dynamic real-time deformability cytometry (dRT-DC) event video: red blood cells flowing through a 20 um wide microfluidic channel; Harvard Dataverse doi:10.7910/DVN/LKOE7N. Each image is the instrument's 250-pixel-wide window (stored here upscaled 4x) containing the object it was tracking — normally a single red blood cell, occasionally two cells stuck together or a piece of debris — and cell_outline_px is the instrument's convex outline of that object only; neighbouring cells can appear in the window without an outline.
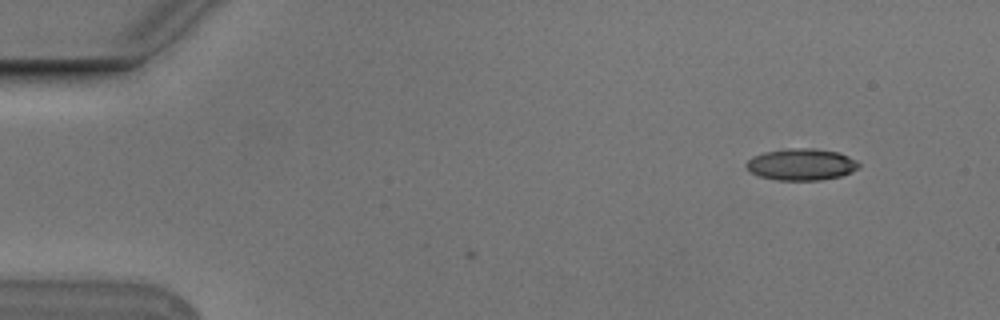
{"species": "Egyptian fruit bat (a non-hibernating species)", "species_latin": "Rousettus aegyptiacus", "temperature_condition": "cold", "stored_images_in_passage": 3, "camera_frame_rate_fps": 3000, "um_per_image_px": 0.085, "animal": {"sex": "male"}, "frame": {"image": 1, "passage_image": 1, "time_ms": 0.0, "image_size_px": [1000, 320], "cell_outline_px": [[860, 164], [852, 172], [840, 176], [820, 180], [776, 180], [760, 176], [752, 172], [744, 164], [752, 156], [764, 152], [784, 148], [816, 148], [840, 152], [856, 160]], "centroid_in_image_um": [68.11, 13.96], "position_along_channel_um": 16.9, "area_um2": 20.87}}
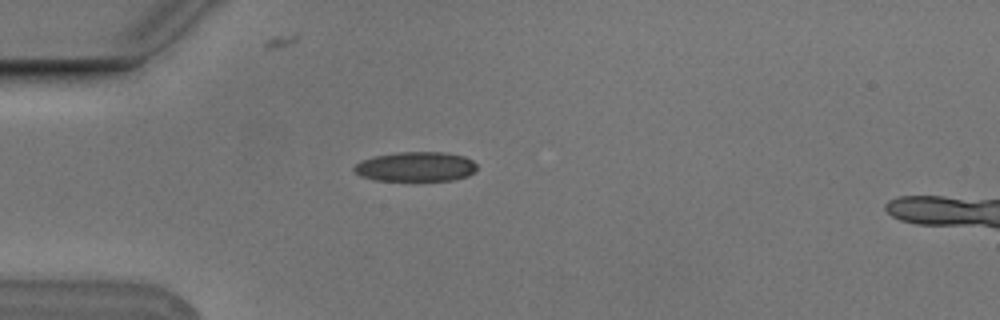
{"frame": {"image": 2, "passage_image": 3, "time_ms": 0.667, "image_size_px": [1000, 320], "cell_outline_px": [[476, 172], [468, 176], [452, 180], [376, 180], [360, 176], [352, 168], [360, 160], [376, 156], [396, 152], [444, 152], [464, 156], [472, 160], [476, 164]], "centroid_in_image_um": [35.35, 14.16], "position_along_channel_um": 49.6, "area_um2": 21.21}}